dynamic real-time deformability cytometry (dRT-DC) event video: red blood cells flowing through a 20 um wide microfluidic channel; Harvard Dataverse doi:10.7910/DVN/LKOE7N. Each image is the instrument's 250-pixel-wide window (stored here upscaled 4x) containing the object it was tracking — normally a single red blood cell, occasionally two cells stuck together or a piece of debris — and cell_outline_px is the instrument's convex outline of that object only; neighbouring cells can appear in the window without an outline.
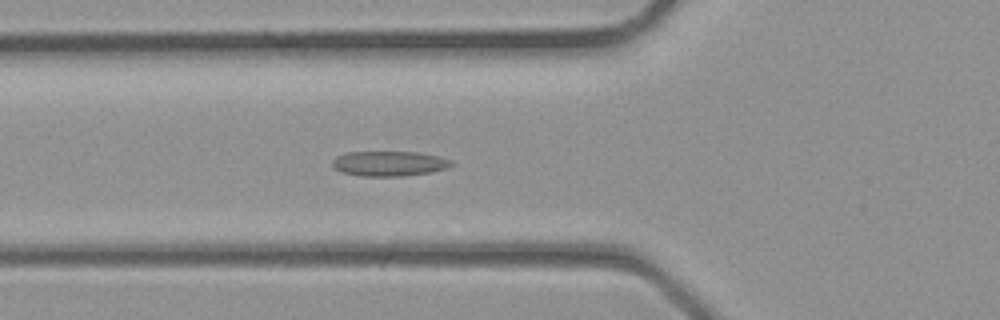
{"species": "common noctule bat (a hibernating species)", "species_latin": "Nyctalus noctula", "temperature_condition": "room temperature", "stored_images_in_passage": 24, "camera_frame_rate_fps": 3000, "um_per_image_px": 0.085, "animal": {"sex": "male", "body_mass_g": 23.1, "forearm_length_mm": 52.7}, "frame": {"image": 1, "passage_image": 2, "time_ms": 0.333, "image_size_px": [1000, 320], "cell_outline_px": [[456, 164], [448, 168], [428, 172], [400, 176], [360, 176], [340, 172], [332, 164], [332, 160], [336, 156], [348, 152], [420, 152], [452, 160]], "centroid_in_image_um": [33.08, 13.9], "position_along_channel_um": 92.7, "area_um2": 17.34}}
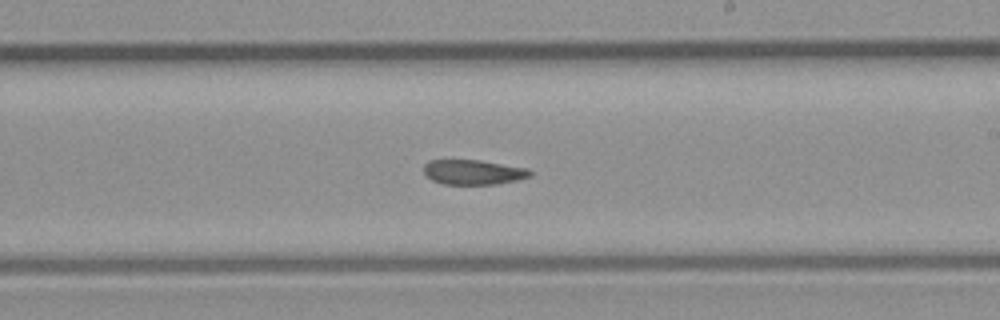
{"frame": {"image": 2, "passage_image": 10, "time_ms": 3.0, "image_size_px": [1000, 320], "cell_outline_px": [[532, 176], [516, 180], [496, 184], [444, 184], [432, 180], [424, 172], [424, 164], [428, 160], [480, 160], [528, 168], [532, 172]], "centroid_in_image_um": [40.24, 14.63], "position_along_channel_um": 248.8, "area_um2": 15.37}}
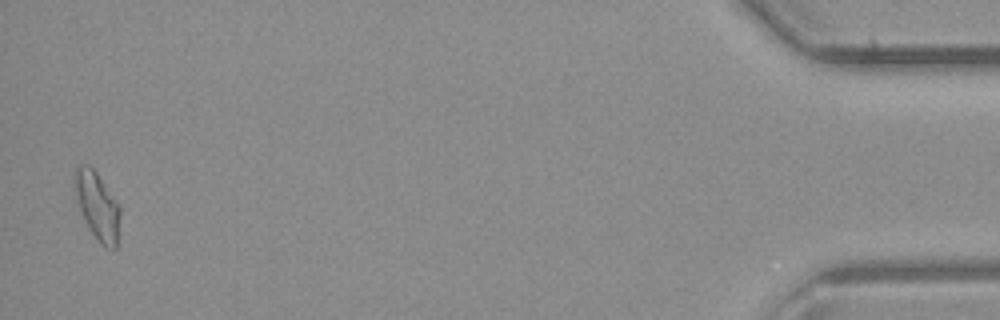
{"frame": {"image": 3, "passage_image": 24, "time_ms": 7.667, "image_size_px": [1000, 320], "cell_outline_px": [[120, 236], [116, 248], [104, 248], [100, 244], [88, 228], [84, 220], [80, 208], [72, 176], [76, 168], [80, 164], [88, 164], [96, 172], [120, 204]], "centroid_in_image_um": [8.31, 17.53], "position_along_channel_um": 426.9, "area_um2": 18.26}}